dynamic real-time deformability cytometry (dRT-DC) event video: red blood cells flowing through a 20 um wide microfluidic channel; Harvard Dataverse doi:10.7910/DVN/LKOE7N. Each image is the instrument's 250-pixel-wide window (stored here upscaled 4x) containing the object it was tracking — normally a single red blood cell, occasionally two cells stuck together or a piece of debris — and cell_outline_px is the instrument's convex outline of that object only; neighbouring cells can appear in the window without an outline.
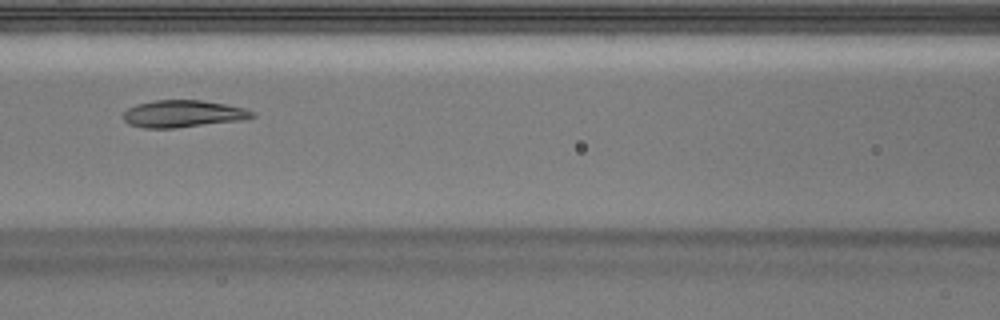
{"species": "Egyptian fruit bat (a non-hibernating species)", "species_latin": "Rousettus aegyptiacus", "temperature_condition": "warm", "stored_images_in_passage": 51, "camera_frame_rate_fps": 3000, "um_per_image_px": 0.085, "animal": {"sex": "male"}, "frame": {"image": 1, "passage_image": 23, "time_ms": 7.333, "image_size_px": [1000, 320], "cell_outline_px": [[256, 116], [244, 120], [176, 128], [144, 128], [128, 124], [124, 120], [124, 112], [128, 108], [136, 104], [152, 100], [200, 100], [224, 104], [244, 108], [252, 112]], "centroid_in_image_um": [15.54, 9.67], "position_along_channel_um": 151.1, "area_um2": 20.4}}
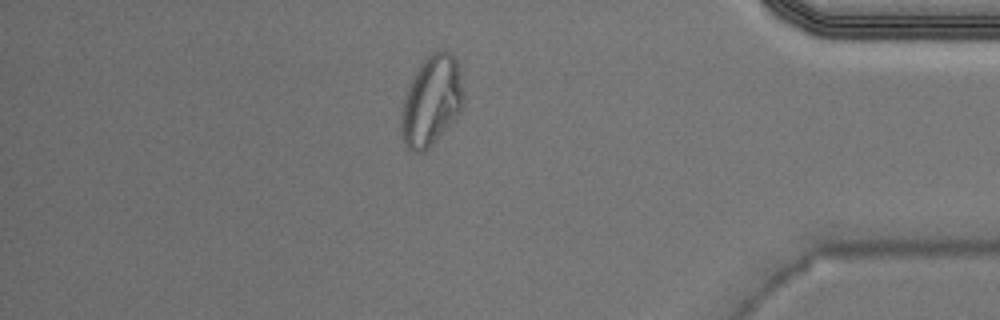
{"frame": {"image": 2, "passage_image": 44, "time_ms": 14.333, "image_size_px": [1000, 320], "cell_outline_px": [[464, 108], [432, 144], [424, 152], [412, 152], [404, 144], [400, 136], [400, 124], [404, 100], [408, 88], [420, 64], [432, 52], [440, 48], [444, 48], [456, 60], [460, 68], [464, 92]], "centroid_in_image_um": [36.69, 8.57], "position_along_channel_um": 398.5, "area_um2": 32.77}}
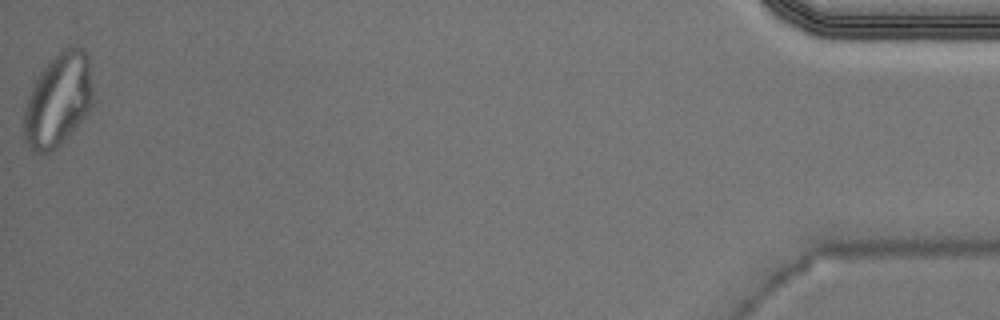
{"frame": {"image": 3, "passage_image": 51, "time_ms": 16.667, "image_size_px": [1000, 320], "cell_outline_px": [[92, 104], [88, 112], [56, 148], [52, 152], [40, 156], [32, 152], [24, 140], [24, 108], [28, 96], [40, 72], [52, 56], [68, 44], [80, 48], [88, 56], [92, 88]], "centroid_in_image_um": [4.91, 8.51], "position_along_channel_um": 430.3, "area_um2": 37.57}, "authors_computed_cell_mechanics": {"area_um2": 21.6172, "velocity_mm_per_s": 3.9809, "shape_relaxation_time_tau1_ms": null, "shape_relaxation_time_tau2_ms": 1.2196, "deformation_change_tau1": null, "deformation_change_tau2": 0.0627}}